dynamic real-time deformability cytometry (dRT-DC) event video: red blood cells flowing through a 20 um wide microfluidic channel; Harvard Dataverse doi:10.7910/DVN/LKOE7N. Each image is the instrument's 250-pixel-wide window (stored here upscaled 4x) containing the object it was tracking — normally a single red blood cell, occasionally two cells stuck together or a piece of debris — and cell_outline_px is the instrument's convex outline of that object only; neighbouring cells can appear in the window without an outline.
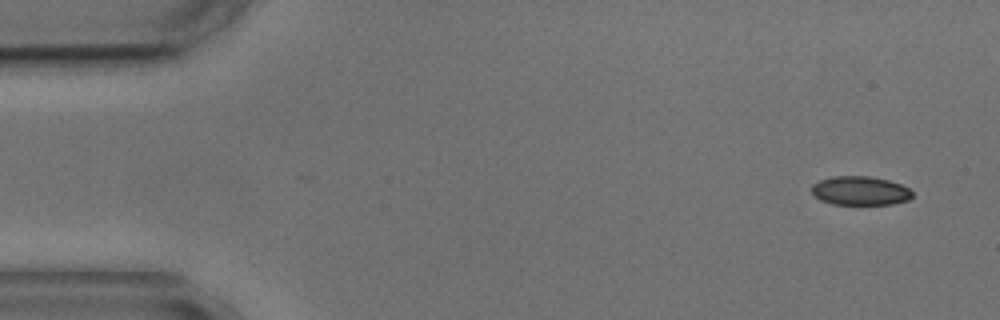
{"species": "common noctule bat (a hibernating species)", "species_latin": "Nyctalus noctula", "temperature_condition": "cold", "stored_images_in_passage": 9, "camera_frame_rate_fps": 3000, "um_per_image_px": 0.085, "animal": {"sex": "male", "body_mass_g": 17.9, "forearm_length_mm": 54.2}, "frame": {"image": 1, "passage_image": 1, "time_ms": 0.0, "image_size_px": [1000, 320], "cell_outline_px": [[912, 196], [908, 200], [892, 204], [832, 204], [820, 200], [812, 192], [812, 184], [820, 180], [832, 176], [868, 176], [888, 180], [900, 184], [908, 188], [912, 192]], "centroid_in_image_um": [73.1, 16.21], "position_along_channel_um": 11.9, "area_um2": 16.88}}
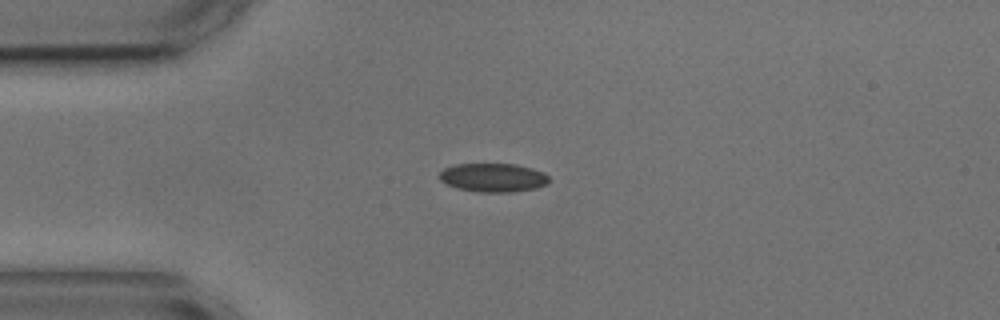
{"frame": {"image": 2, "passage_image": 3, "time_ms": 3.333, "image_size_px": [1000, 320], "cell_outline_px": [[548, 184], [536, 188], [512, 192], [480, 192], [460, 188], [448, 184], [440, 180], [440, 172], [444, 168], [456, 164], [516, 164], [532, 168], [544, 172], [548, 176]], "centroid_in_image_um": [41.95, 15.09], "position_along_channel_um": 43.0, "area_um2": 18.21}}
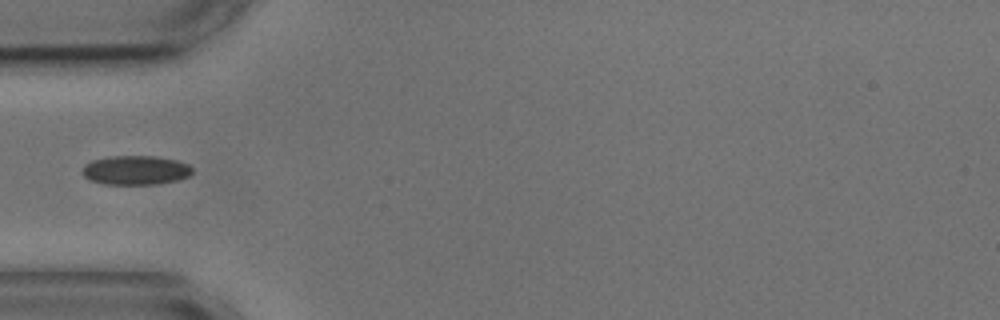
{"frame": {"image": 3, "passage_image": 4, "time_ms": 4.667, "image_size_px": [1000, 320], "cell_outline_px": [[192, 172], [188, 176], [176, 180], [156, 184], [104, 184], [88, 180], [80, 172], [84, 164], [92, 160], [108, 156], [156, 156], [176, 160], [188, 164], [192, 168]], "centroid_in_image_um": [11.47, 14.46], "position_along_channel_um": 73.5, "area_um2": 18.84}}